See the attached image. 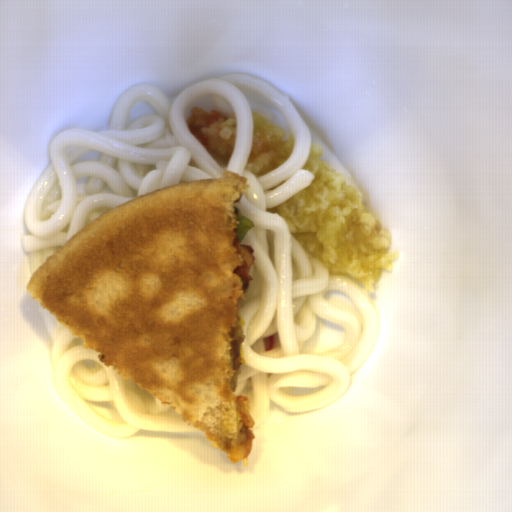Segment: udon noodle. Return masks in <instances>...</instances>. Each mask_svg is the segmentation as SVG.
Here are the masks:
<instances>
[{
	"label": "udon noodle",
	"instance_id": "obj_2",
	"mask_svg": "<svg viewBox=\"0 0 512 512\" xmlns=\"http://www.w3.org/2000/svg\"><path fill=\"white\" fill-rule=\"evenodd\" d=\"M98 354L56 319L49 346L53 383L61 399L92 430L113 438L141 430L202 432L134 380H124L114 365L106 367Z\"/></svg>",
	"mask_w": 512,
	"mask_h": 512
},
{
	"label": "udon noodle",
	"instance_id": "obj_1",
	"mask_svg": "<svg viewBox=\"0 0 512 512\" xmlns=\"http://www.w3.org/2000/svg\"><path fill=\"white\" fill-rule=\"evenodd\" d=\"M202 111L234 112L235 149L220 168L186 117ZM273 117L293 137L287 161L255 177L244 169L254 112ZM313 136L285 93L242 73L194 82L171 98L157 87L133 84L115 102L108 128L68 129L51 142L49 162L24 208L22 237L30 274L98 217L163 187L221 178L231 171L251 184L234 204L254 227L239 242L255 257L238 314L245 339L232 391L247 396L259 427L278 403L290 415H310L342 398L362 370L377 335L370 294L330 274L291 235L288 221L270 208L305 190L315 174L304 169ZM277 333L280 348L263 337ZM248 428V429H253Z\"/></svg>",
	"mask_w": 512,
	"mask_h": 512
}]
</instances>
